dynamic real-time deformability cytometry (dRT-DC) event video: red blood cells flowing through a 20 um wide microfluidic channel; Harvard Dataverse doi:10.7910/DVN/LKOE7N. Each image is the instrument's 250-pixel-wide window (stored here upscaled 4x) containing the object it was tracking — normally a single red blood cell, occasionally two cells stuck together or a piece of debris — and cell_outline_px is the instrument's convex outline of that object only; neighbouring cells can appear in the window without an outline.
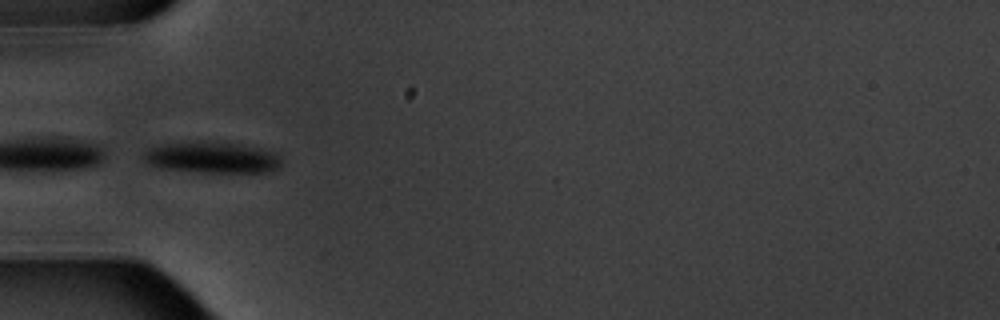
{"species": "common noctule bat (a hibernating species)", "species_latin": "Nyctalus noctula", "temperature_condition": "warm", "stored_images_in_passage": 10, "camera_frame_rate_fps": 3000, "um_per_image_px": 0.085, "animal": {"sex": "male", "body_mass_g": 20.1, "forearm_length_mm": 53.5}, "frame": {"image": 1, "passage_image": 4, "time_ms": 3.667, "image_size_px": [1000, 320], "cell_outline_px": [[280, 164], [272, 172], [196, 172], [156, 168], [148, 164], [144, 160], [144, 152], [152, 148], [168, 144], [240, 144], [276, 152], [280, 156]], "centroid_in_image_um": [18.06, 13.45], "position_along_channel_um": 66.9, "area_um2": 24.16}}
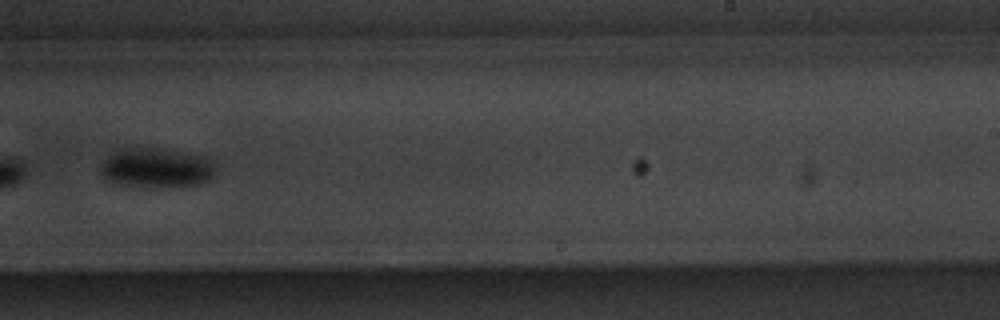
{"frame": {"image": 2, "passage_image": 9, "time_ms": 9.667, "image_size_px": [1000, 320], "cell_outline_px": [[216, 164], [208, 180], [196, 184], [120, 184], [108, 180], [100, 172], [100, 168], [104, 160], [112, 152], [124, 148], [152, 148], [204, 156], [212, 160]], "centroid_in_image_um": [13.26, 14.21], "position_along_channel_um": 275.7, "area_um2": 25.09}}